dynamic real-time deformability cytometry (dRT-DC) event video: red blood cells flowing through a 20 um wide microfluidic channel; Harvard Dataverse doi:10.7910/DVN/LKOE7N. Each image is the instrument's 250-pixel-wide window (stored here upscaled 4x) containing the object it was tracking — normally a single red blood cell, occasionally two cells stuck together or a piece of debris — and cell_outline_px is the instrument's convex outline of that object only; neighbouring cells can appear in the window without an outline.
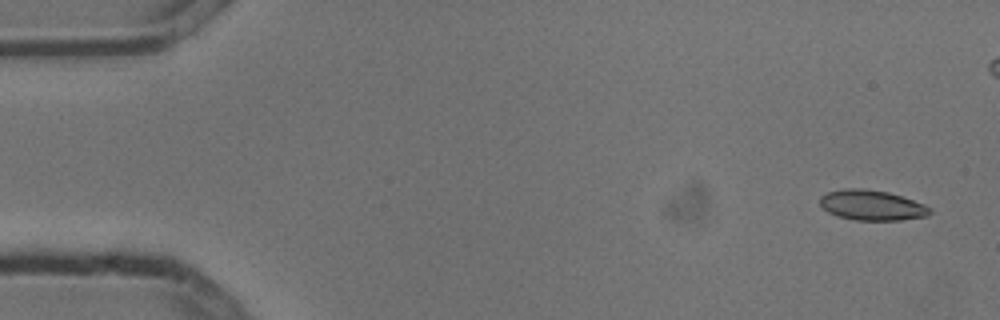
{"species": "common noctule bat (a hibernating species)", "species_latin": "Nyctalus noctula", "temperature_condition": "cold", "stored_images_in_passage": 6, "camera_frame_rate_fps": 3000, "um_per_image_px": 0.085, "animal": {"sex": "male", "body_mass_g": 13.3}, "frame": {"image": 1, "passage_image": 1, "time_ms": 0.0, "image_size_px": [1000, 320], "cell_outline_px": [[932, 212], [928, 216], [900, 220], [856, 220], [836, 216], [828, 212], [820, 204], [820, 196], [828, 192], [844, 188], [864, 188], [888, 192], [924, 204], [932, 208]], "centroid_in_image_um": [74.11, 17.44], "position_along_channel_um": 10.9, "area_um2": 19.42}}